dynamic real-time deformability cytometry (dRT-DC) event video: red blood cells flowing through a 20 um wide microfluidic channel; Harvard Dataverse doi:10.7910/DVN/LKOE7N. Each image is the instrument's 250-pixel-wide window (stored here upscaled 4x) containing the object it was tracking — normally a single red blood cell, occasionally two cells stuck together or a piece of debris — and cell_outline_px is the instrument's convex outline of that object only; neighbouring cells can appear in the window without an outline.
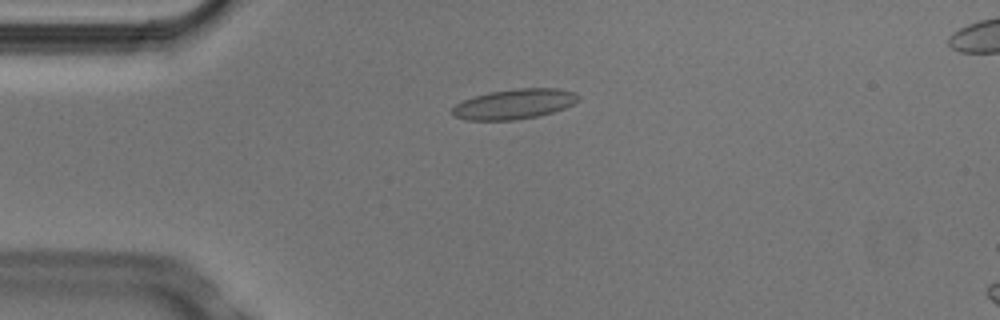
{"species": "Egyptian fruit bat (a non-hibernating species)", "species_latin": "Rousettus aegyptiacus", "temperature_condition": "cold", "stored_images_in_passage": 5, "camera_frame_rate_fps": 3000, "um_per_image_px": 0.085, "animal": {"sex": "male"}, "frame": {"image": 1, "passage_image": 3, "time_ms": 0.667, "image_size_px": [1000, 320], "cell_outline_px": [[580, 100], [564, 108], [552, 112], [536, 116], [516, 120], [464, 120], [456, 116], [452, 112], [452, 108], [456, 104], [464, 100], [488, 92], [520, 88], [556, 88], [576, 92], [580, 96]], "centroid_in_image_um": [43.74, 8.84], "position_along_channel_um": 41.3, "area_um2": 21.96}}